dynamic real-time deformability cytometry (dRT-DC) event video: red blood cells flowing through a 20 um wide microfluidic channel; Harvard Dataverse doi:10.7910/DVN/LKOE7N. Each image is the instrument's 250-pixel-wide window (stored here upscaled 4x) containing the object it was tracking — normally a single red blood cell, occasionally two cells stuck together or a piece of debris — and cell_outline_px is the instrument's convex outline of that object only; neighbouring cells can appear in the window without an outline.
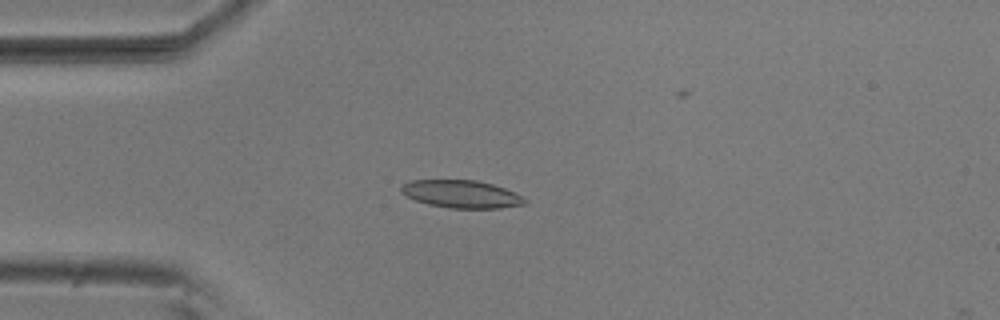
{"species": "common noctule bat (a hibernating species)", "species_latin": "Nyctalus noctula", "temperature_condition": "room temperature", "stored_images_in_passage": 6, "camera_frame_rate_fps": 3000, "um_per_image_px": 0.085, "animal": {"sex": "male", "body_mass_g": 20.5, "forearm_length_mm": 52.5}, "frame": {"image": 1, "passage_image": 3, "time_ms": 0.667, "image_size_px": [1000, 320], "cell_outline_px": [[528, 204], [500, 208], [448, 208], [428, 204], [416, 200], [400, 192], [400, 184], [408, 180], [476, 180], [492, 184], [504, 188], [524, 196], [528, 200]], "centroid_in_image_um": [39.23, 16.49], "position_along_channel_um": 45.8, "area_um2": 20.17}}
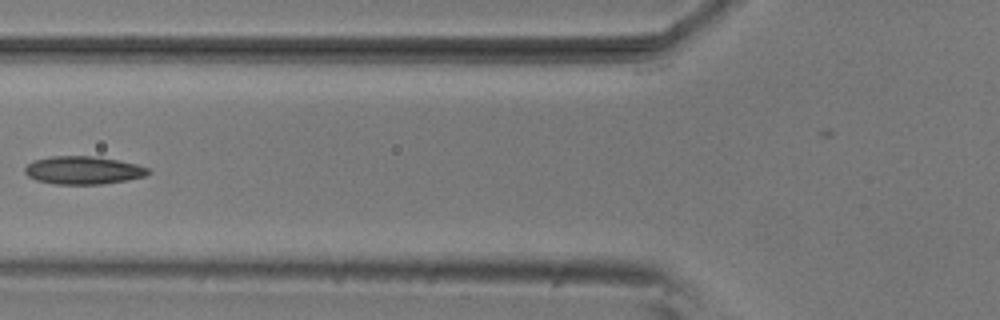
{"frame": {"image": 2, "passage_image": 5, "time_ms": 1.333, "image_size_px": [1000, 320], "cell_outline_px": [[152, 172], [144, 176], [128, 180], [100, 184], [56, 184], [36, 180], [28, 176], [24, 172], [24, 168], [32, 160], [52, 156], [92, 156], [120, 160], [136, 164], [148, 168]], "centroid_in_image_um": [7.07, 14.46], "position_along_channel_um": 118.7, "area_um2": 20.17}}
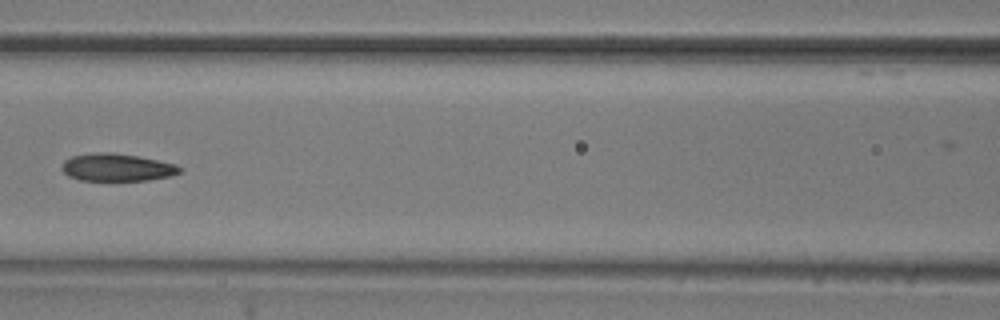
{"frame": {"image": 3, "passage_image": 6, "time_ms": 1.667, "image_size_px": [1000, 320], "cell_outline_px": [[184, 168], [180, 172], [172, 176], [148, 180], [80, 180], [68, 176], [60, 168], [64, 160], [72, 156], [96, 152], [112, 152], [136, 156], [176, 164]], "centroid_in_image_um": [9.94, 14.23], "position_along_channel_um": 156.7, "area_um2": 18.96}}